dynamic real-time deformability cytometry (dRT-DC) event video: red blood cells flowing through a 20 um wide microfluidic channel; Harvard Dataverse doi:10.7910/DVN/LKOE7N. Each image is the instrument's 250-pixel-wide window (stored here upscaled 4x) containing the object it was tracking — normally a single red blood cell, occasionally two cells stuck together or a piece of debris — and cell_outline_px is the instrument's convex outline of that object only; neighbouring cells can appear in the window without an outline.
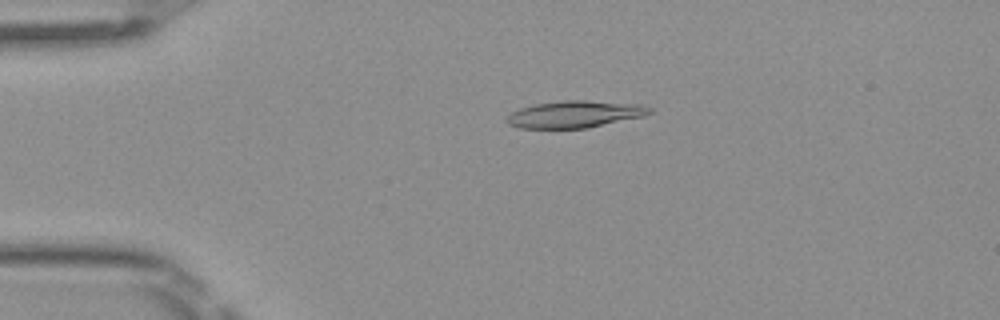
{"species": "Egyptian fruit bat (a non-hibernating species)", "species_latin": "Rousettus aegyptiacus", "temperature_condition": "room temperature", "stored_images_in_passage": 42, "camera_frame_rate_fps": 3000, "um_per_image_px": 0.085, "frame": {"image": 1, "passage_image": 3, "time_ms": 0.667, "image_size_px": [1000, 320], "cell_outline_px": [[652, 112], [644, 116], [588, 128], [520, 128], [508, 124], [504, 120], [512, 112], [520, 108], [536, 104], [564, 100], [584, 100], [640, 104], [652, 108]], "centroid_in_image_um": [48.87, 9.71], "position_along_channel_um": 36.1, "area_um2": 22.43}}
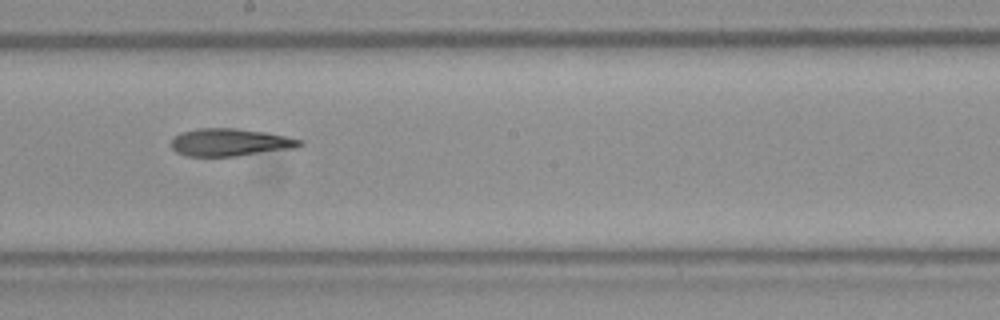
{"frame": {"image": 2, "passage_image": 20, "time_ms": 6.333, "image_size_px": [1000, 320], "cell_outline_px": [[304, 144], [296, 148], [236, 156], [184, 156], [176, 152], [172, 148], [172, 140], [180, 132], [200, 128], [236, 128], [264, 132], [304, 140]], "centroid_in_image_um": [19.57, 12.1], "position_along_channel_um": 228.6, "area_um2": 20.63}}
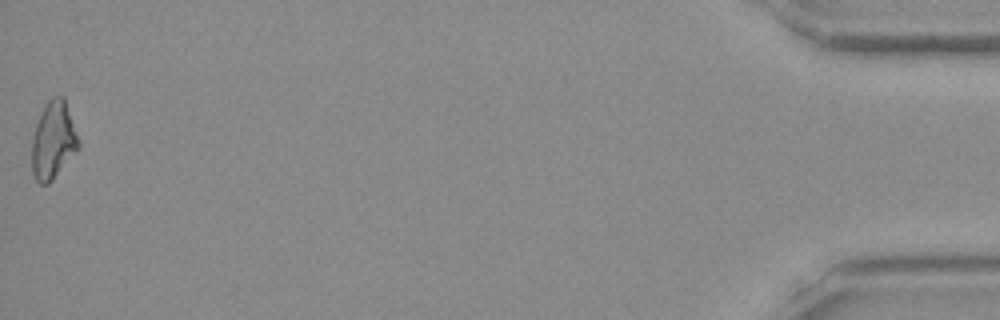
{"frame": {"image": 3, "passage_image": 42, "time_ms": 13.667, "image_size_px": [1000, 320], "cell_outline_px": [[80, 148], [52, 180], [48, 184], [40, 184], [36, 180], [32, 172], [32, 140], [36, 124], [44, 104], [52, 96], [64, 96], [80, 144]], "centroid_in_image_um": [4.52, 11.93], "position_along_channel_um": 430.7, "area_um2": 21.04}, "authors_computed_cell_mechanics": {"area_um2": 20.9525, "velocity_mm_per_s": 4.0657, "shape_relaxation_time_tau1_ms": null, "shape_relaxation_time_tau2_ms": 3.7658, "deformation_change_tau1": null, "deformation_change_tau2": 0.1349}}